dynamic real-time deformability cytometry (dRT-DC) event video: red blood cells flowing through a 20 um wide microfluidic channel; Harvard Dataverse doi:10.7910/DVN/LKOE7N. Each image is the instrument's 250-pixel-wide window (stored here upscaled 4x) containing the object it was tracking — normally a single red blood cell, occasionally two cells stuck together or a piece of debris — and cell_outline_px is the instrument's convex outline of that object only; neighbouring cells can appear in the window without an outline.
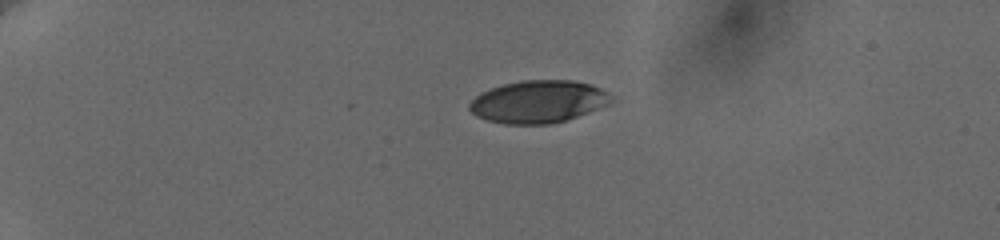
{"species": "human", "species_latin": "Homo sapiens", "temperature_condition": "cold", "stored_images_in_passage": 45, "camera_frame_rate_fps": 3000, "um_per_image_px": 0.085, "donor": {"sex": "female"}, "frame": {"image": 1, "passage_image": 1, "time_ms": 0.0, "image_size_px": [1000, 240], "cell_outline_px": [[612, 100], [608, 104], [588, 112], [552, 124], [504, 124], [488, 120], [476, 116], [468, 108], [468, 104], [480, 92], [504, 84], [520, 80], [572, 80], [592, 84], [608, 92], [612, 96]], "centroid_in_image_um": [45.74, 8.63], "position_along_channel_um": 39.3, "area_um2": 35.03}}
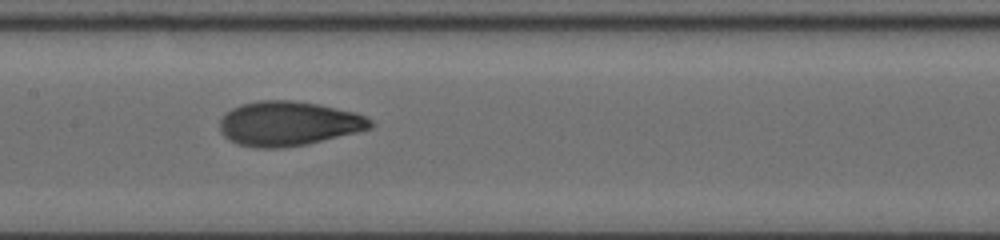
{"frame": {"image": 2, "passage_image": 19, "time_ms": 6.0, "image_size_px": [1000, 240], "cell_outline_px": [[376, 124], [372, 128], [356, 132], [304, 144], [280, 148], [256, 148], [240, 144], [224, 136], [220, 132], [220, 120], [224, 112], [240, 104], [260, 100], [296, 100], [320, 104], [356, 112], [372, 120]], "centroid_in_image_um": [24.52, 10.48], "position_along_channel_um": 182.9, "area_um2": 39.13}}
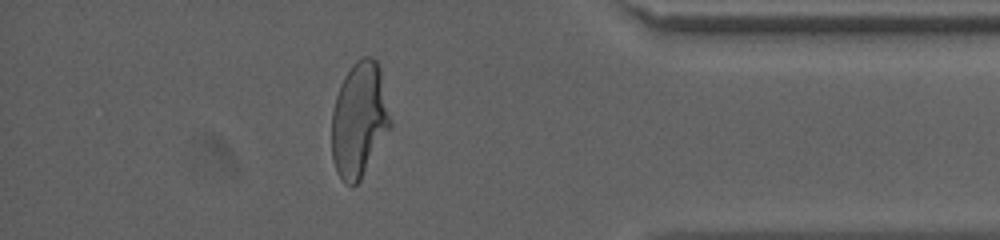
{"frame": {"image": 3, "passage_image": 39, "time_ms": 12.667, "image_size_px": [1000, 240], "cell_outline_px": [[392, 128], [360, 180], [352, 188], [344, 184], [336, 172], [332, 160], [332, 108], [340, 84], [344, 76], [352, 64], [356, 60], [364, 56], [372, 56], [376, 60], [380, 68], [392, 120]], "centroid_in_image_um": [30.54, 10.2], "position_along_channel_um": 404.7, "area_um2": 40.11}, "authors_computed_cell_mechanics": {"area_um2": 38.2058, "velocity_mm_per_s": 3.6364, "shape_relaxation_time_tau1_ms": 3.8678, "shape_relaxation_time_tau2_ms": 0.9648, "deformation_change_tau1": 0.1848, "deformation_change_tau2": 0.0524}}